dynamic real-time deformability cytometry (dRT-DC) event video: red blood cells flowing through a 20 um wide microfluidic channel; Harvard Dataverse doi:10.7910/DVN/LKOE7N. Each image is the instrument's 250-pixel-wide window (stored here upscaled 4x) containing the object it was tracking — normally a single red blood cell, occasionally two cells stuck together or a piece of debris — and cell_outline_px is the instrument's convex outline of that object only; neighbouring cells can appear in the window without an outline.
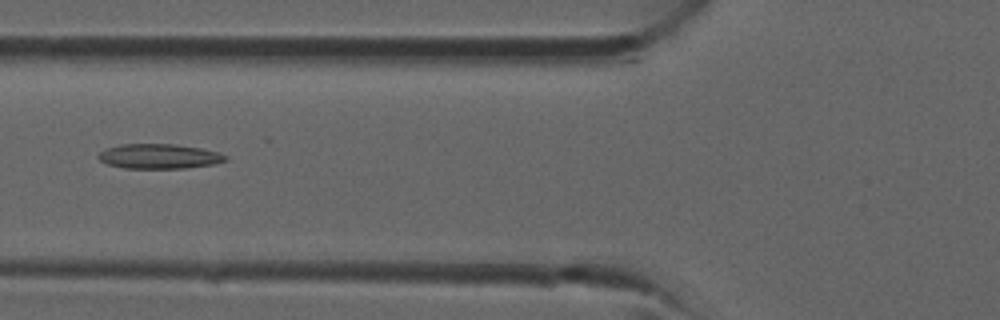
{"species": "common noctule bat (a hibernating species)", "species_latin": "Nyctalus noctula", "temperature_condition": "room temperature", "stored_images_in_passage": 26, "camera_frame_rate_fps": 3000, "um_per_image_px": 0.085, "animal": {"sex": "male", "forearm_length_mm": 52.5}, "frame": {"image": 1, "passage_image": 4, "time_ms": 1.0, "image_size_px": [1000, 320], "cell_outline_px": [[228, 160], [212, 164], [184, 168], [124, 168], [108, 164], [100, 160], [96, 156], [100, 152], [108, 148], [120, 144], [172, 144], [200, 148], [216, 152], [228, 156]], "centroid_in_image_um": [13.51, 13.29], "position_along_channel_um": 112.3, "area_um2": 18.15}}
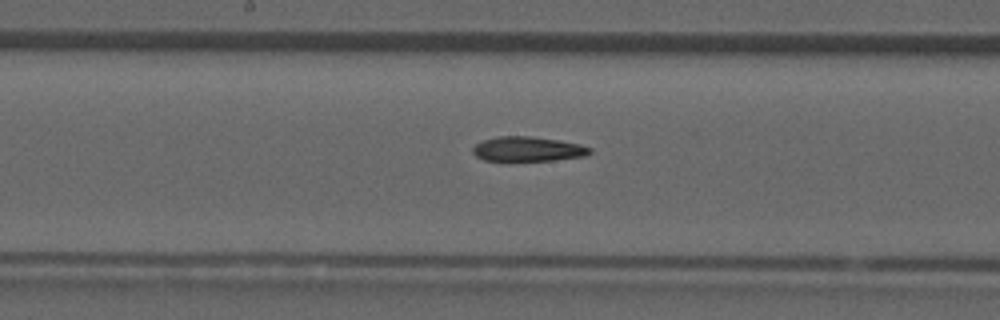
{"frame": {"image": 2, "passage_image": 9, "time_ms": 2.667, "image_size_px": [1000, 320], "cell_outline_px": [[592, 152], [584, 156], [552, 160], [484, 160], [476, 156], [472, 152], [472, 148], [476, 144], [484, 140], [496, 136], [532, 136], [580, 144], [592, 148]], "centroid_in_image_um": [44.86, 12.66], "position_along_channel_um": 203.3, "area_um2": 16.65}}
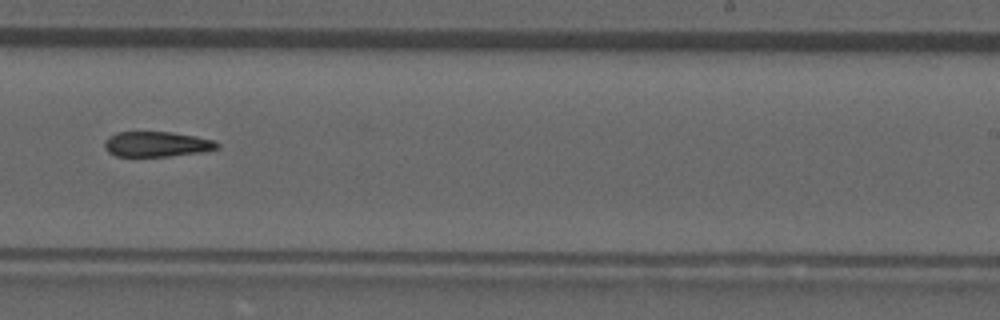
{"frame": {"image": 3, "passage_image": 13, "time_ms": 4.0, "image_size_px": [1000, 320], "cell_outline_px": [[220, 148], [200, 152], [168, 156], [116, 156], [108, 152], [104, 148], [104, 140], [108, 136], [116, 132], [172, 132], [196, 136], [216, 140], [220, 144]], "centroid_in_image_um": [13.32, 12.24], "position_along_channel_um": 275.7, "area_um2": 16.7}}